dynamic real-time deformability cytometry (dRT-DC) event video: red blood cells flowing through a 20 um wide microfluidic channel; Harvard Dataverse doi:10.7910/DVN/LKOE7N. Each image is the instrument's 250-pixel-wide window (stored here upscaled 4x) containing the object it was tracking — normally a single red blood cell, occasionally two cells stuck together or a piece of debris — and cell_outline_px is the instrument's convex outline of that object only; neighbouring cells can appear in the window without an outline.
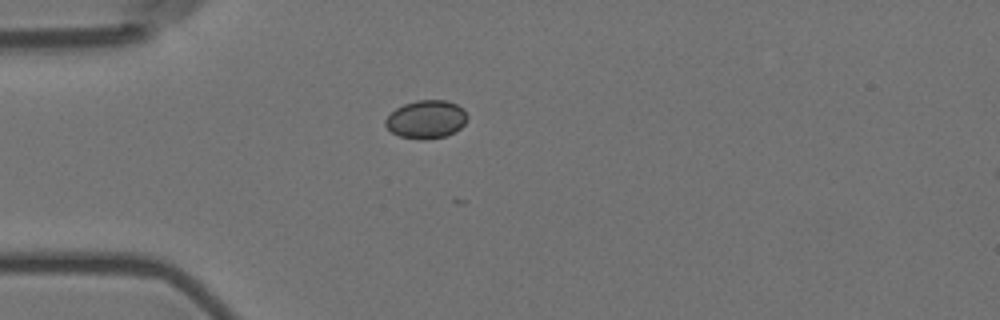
{"species": "Egyptian fruit bat (a non-hibernating species)", "species_latin": "Rousettus aegyptiacus", "temperature_condition": "room temperature", "stored_images_in_passage": 14, "camera_frame_rate_fps": 3000, "um_per_image_px": 0.085, "animal": {"sex": "female"}, "frame": {"image": 1, "passage_image": 1, "time_ms": 0.0, "image_size_px": [1000, 320], "cell_outline_px": [[468, 120], [460, 128], [444, 136], [424, 140], [420, 140], [400, 136], [392, 132], [384, 124], [384, 120], [396, 108], [404, 104], [416, 100], [448, 100], [464, 108], [468, 116]], "centroid_in_image_um": [36.24, 10.13], "position_along_channel_um": 48.8, "area_um2": 18.26}}
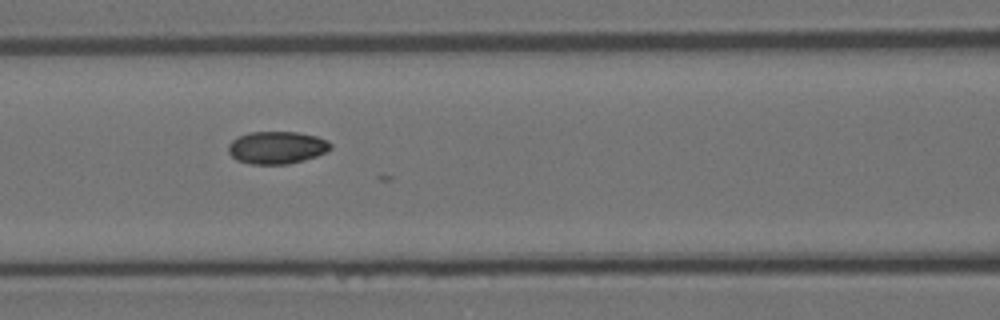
{"frame": {"image": 2, "passage_image": 10, "time_ms": 3.0, "image_size_px": [1000, 320], "cell_outline_px": [[332, 148], [316, 156], [304, 160], [288, 164], [252, 164], [236, 160], [228, 152], [228, 144], [232, 140], [248, 132], [296, 132], [316, 136], [328, 140], [332, 144]], "centroid_in_image_um": [23.53, 12.54], "position_along_channel_um": 143.1, "area_um2": 19.36}}
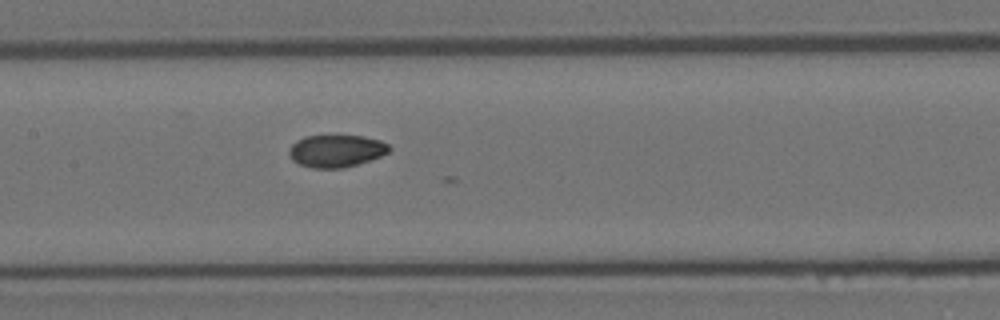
{"frame": {"image": 3, "passage_image": 13, "time_ms": 4.0, "image_size_px": [1000, 320], "cell_outline_px": [[392, 148], [388, 152], [380, 156], [344, 168], [312, 168], [300, 164], [292, 160], [288, 152], [292, 144], [296, 140], [304, 136], [364, 136], [380, 140], [388, 144]], "centroid_in_image_um": [28.56, 12.82], "position_along_channel_um": 178.8, "area_um2": 18.79}}